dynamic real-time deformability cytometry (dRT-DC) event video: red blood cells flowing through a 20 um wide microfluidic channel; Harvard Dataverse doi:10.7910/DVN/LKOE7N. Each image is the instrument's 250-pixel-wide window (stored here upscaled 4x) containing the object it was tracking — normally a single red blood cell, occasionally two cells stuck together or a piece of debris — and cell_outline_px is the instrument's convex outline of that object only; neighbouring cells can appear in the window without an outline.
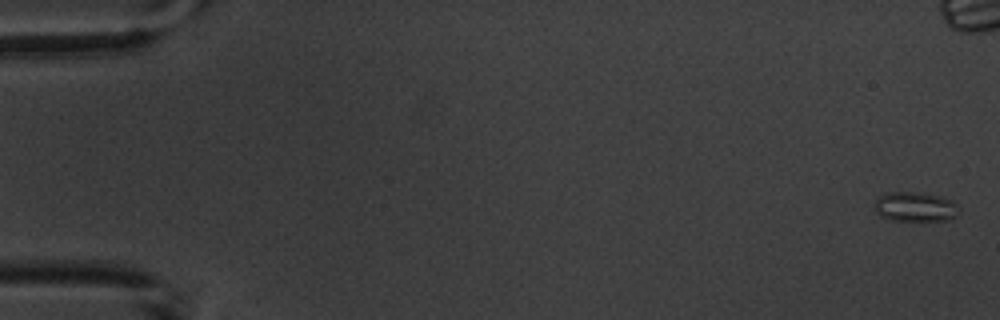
{"species": "common noctule bat (a hibernating species)", "species_latin": "Nyctalus noctula", "temperature_condition": "warm", "stored_images_in_passage": 7, "camera_frame_rate_fps": 3000, "um_per_image_px": 0.085, "animal": {"sex": "male", "body_mass_g": 20.1, "forearm_length_mm": 53.5}, "frame": {"image": 1, "passage_image": 1, "time_ms": 0.0, "image_size_px": [1000, 320], "cell_outline_px": [[960, 212], [956, 216], [948, 220], [888, 220], [880, 216], [876, 212], [876, 200], [880, 196], [888, 192], [912, 192], [940, 196], [952, 200], [960, 208]], "centroid_in_image_um": [77.82, 17.59], "position_along_channel_um": 7.2, "area_um2": 14.51}}